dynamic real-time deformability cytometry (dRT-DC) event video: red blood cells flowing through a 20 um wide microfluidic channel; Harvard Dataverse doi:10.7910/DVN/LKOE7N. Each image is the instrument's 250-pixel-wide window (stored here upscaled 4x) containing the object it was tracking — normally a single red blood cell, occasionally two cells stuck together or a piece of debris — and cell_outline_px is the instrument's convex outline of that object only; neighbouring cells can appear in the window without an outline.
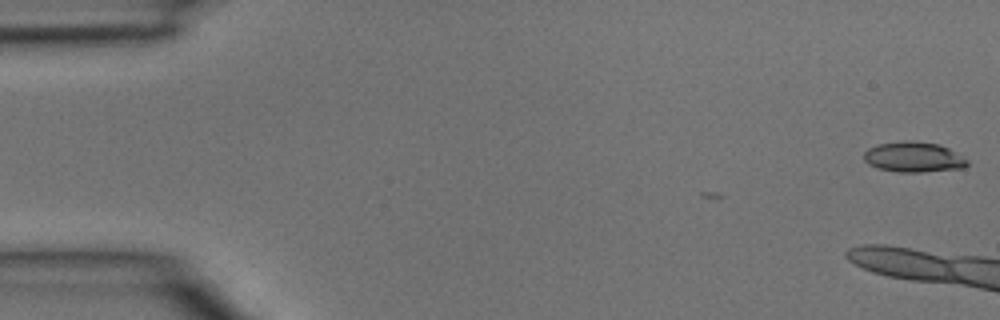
{"species": "common noctule bat (a hibernating species)", "species_latin": "Nyctalus noctula", "temperature_condition": "room temperature", "stored_images_in_passage": 6, "camera_frame_rate_fps": 3000, "um_per_image_px": 0.085, "animal": {"sex": "male", "body_mass_g": 15.6}, "frame": {"image": 1, "passage_image": 1, "time_ms": 0.0, "image_size_px": [1000, 320], "cell_outline_px": [[968, 164], [964, 168], [924, 172], [896, 172], [880, 168], [868, 164], [864, 160], [864, 152], [868, 148], [880, 144], [904, 140], [940, 144], [964, 156], [968, 160]], "centroid_in_image_um": [77.69, 13.35], "position_along_channel_um": 7.3, "area_um2": 18.32}}